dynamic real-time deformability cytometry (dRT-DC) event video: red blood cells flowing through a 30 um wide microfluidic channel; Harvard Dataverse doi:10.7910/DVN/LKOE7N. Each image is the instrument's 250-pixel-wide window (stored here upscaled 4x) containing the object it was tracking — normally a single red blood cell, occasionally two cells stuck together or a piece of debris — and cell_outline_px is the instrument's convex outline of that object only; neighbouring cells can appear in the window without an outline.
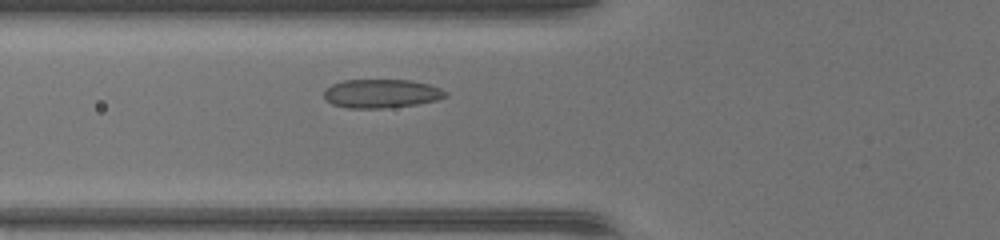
{"species": "common noctule bat (a hibernating species)", "species_latin": "Nyctalus noctula", "temperature_condition": "warm", "stored_images_in_passage": 37, "camera_frame_rate_fps": 3000, "um_per_image_px": 0.085, "animal": {"sex": "female", "body_mass_g": 17.0, "forearm_length_mm": 48.0}, "frame": {"image": 1, "passage_image": 7, "time_ms": 2.0, "image_size_px": [1000, 240], "cell_outline_px": [[448, 96], [436, 100], [416, 104], [384, 108], [348, 108], [332, 104], [324, 100], [324, 88], [332, 84], [344, 80], [412, 80], [428, 84], [440, 88], [448, 92]], "centroid_in_image_um": [32.39, 7.95], "position_along_channel_um": 93.4, "area_um2": 20.46}}
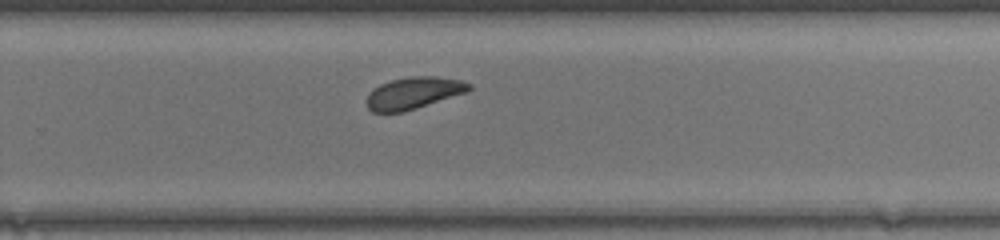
{"frame": {"image": 2, "passage_image": 21, "time_ms": 6.667, "image_size_px": [1000, 240], "cell_outline_px": [[472, 88], [468, 92], [416, 108], [400, 112], [372, 112], [368, 108], [364, 100], [368, 92], [372, 88], [380, 84], [392, 80], [412, 76], [436, 76], [460, 80], [472, 84]], "centroid_in_image_um": [35.13, 7.9], "position_along_channel_um": 294.7, "area_um2": 19.19}}
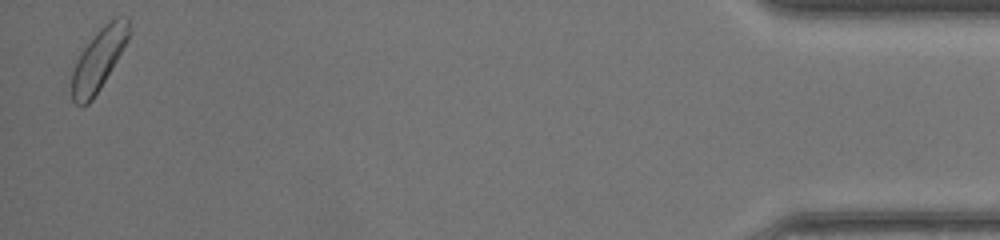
{"frame": {"image": 3, "passage_image": 36, "time_ms": 11.667, "image_size_px": [1000, 240], "cell_outline_px": [[132, 32], [128, 40], [100, 88], [92, 100], [88, 104], [80, 108], [72, 100], [72, 72], [76, 60], [84, 48], [96, 32], [104, 24], [116, 16], [128, 16]], "centroid_in_image_um": [8.4, 5.03], "position_along_channel_um": 426.8, "area_um2": 20.58}, "authors_computed_cell_mechanics": {"area_um2": 19.363, "velocity_mm_per_s": 4.3173, "shape_relaxation_time_tau1_ms": 4.1615, "shape_relaxation_time_tau2_ms": 5.8747, "deformation_change_tau1": 0.1289, "deformation_change_tau2": 0.1199}}